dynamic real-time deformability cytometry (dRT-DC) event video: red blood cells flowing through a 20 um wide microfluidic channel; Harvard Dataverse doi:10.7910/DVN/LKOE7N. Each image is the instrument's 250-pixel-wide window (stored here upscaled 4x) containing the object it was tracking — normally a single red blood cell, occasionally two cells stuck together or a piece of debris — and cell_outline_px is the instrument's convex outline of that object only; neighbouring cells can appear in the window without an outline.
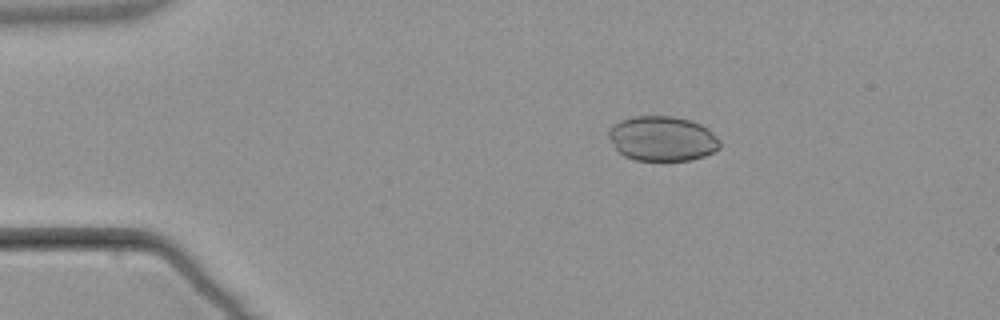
{"species": "common noctule bat (a hibernating species)", "species_latin": "Nyctalus noctula", "temperature_condition": "warm", "stored_images_in_passage": 7, "camera_frame_rate_fps": 3000, "um_per_image_px": 0.085, "animal": {"sex": "male", "body_mass_g": 21.5, "forearm_length_mm": 52.0}, "frame": {"image": 1, "passage_image": 2, "time_ms": 1.0, "image_size_px": [1000, 320], "cell_outline_px": [[720, 148], [704, 156], [692, 160], [636, 160], [624, 156], [616, 148], [608, 136], [608, 128], [612, 124], [620, 120], [632, 116], [672, 116], [692, 120], [708, 128], [720, 140]], "centroid_in_image_um": [56.29, 11.77], "position_along_channel_um": 28.7, "area_um2": 29.25}}
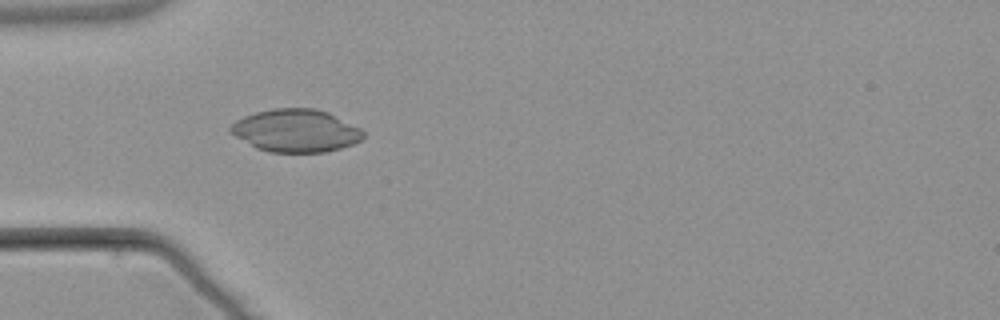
{"frame": {"image": 2, "passage_image": 4, "time_ms": 3.333, "image_size_px": [1000, 320], "cell_outline_px": [[364, 136], [360, 140], [352, 144], [340, 148], [324, 152], [268, 152], [256, 148], [236, 136], [228, 128], [236, 120], [244, 116], [256, 112], [272, 108], [316, 108], [328, 112], [360, 128], [364, 132]], "centroid_in_image_um": [25.14, 11.1], "position_along_channel_um": 59.9, "area_um2": 32.89}}
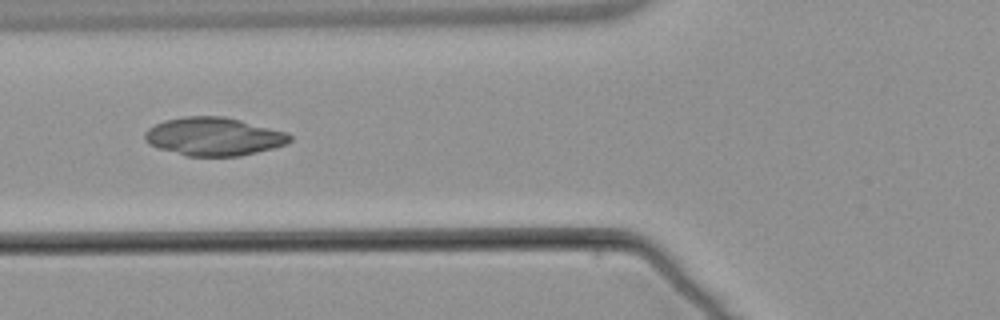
{"frame": {"image": 3, "passage_image": 5, "time_ms": 4.667, "image_size_px": [1000, 320], "cell_outline_px": [[292, 140], [284, 144], [272, 148], [240, 156], [188, 156], [160, 148], [148, 144], [144, 140], [144, 132], [148, 128], [164, 120], [184, 116], [224, 116], [288, 132], [292, 136]], "centroid_in_image_um": [18.16, 11.6], "position_along_channel_um": 107.6, "area_um2": 32.25}}